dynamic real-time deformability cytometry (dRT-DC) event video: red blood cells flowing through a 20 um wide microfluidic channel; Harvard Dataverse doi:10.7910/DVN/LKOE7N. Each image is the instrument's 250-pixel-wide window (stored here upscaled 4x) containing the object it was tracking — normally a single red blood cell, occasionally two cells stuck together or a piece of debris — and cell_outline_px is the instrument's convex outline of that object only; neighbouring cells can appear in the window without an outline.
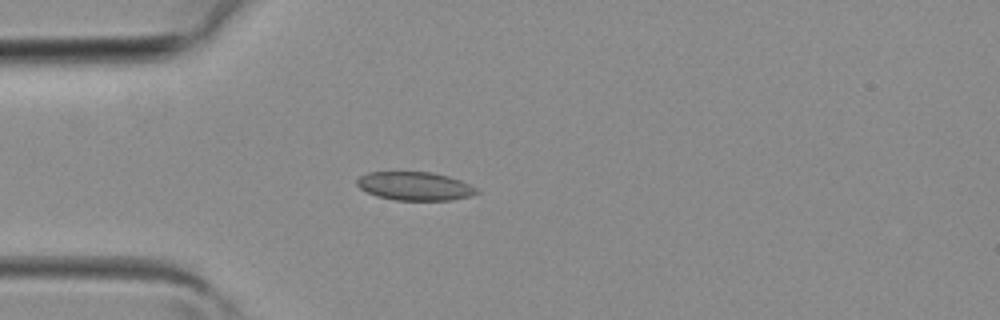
{"species": "common noctule bat (a hibernating species)", "species_latin": "Nyctalus noctula", "temperature_condition": "room temperature", "stored_images_in_passage": 2, "camera_frame_rate_fps": 3000, "um_per_image_px": 0.085, "animal": {"sex": "female", "body_mass_g": 19.3, "forearm_length_mm": 54.1}, "frame": {"image": 1, "passage_image": 2, "time_ms": 0.333, "image_size_px": [1000, 320], "cell_outline_px": [[480, 192], [472, 196], [452, 200], [396, 200], [376, 196], [360, 188], [356, 184], [356, 180], [360, 176], [368, 172], [432, 172], [448, 176], [460, 180], [476, 188]], "centroid_in_image_um": [35.27, 15.82], "position_along_channel_um": 49.7, "area_um2": 19.88}}